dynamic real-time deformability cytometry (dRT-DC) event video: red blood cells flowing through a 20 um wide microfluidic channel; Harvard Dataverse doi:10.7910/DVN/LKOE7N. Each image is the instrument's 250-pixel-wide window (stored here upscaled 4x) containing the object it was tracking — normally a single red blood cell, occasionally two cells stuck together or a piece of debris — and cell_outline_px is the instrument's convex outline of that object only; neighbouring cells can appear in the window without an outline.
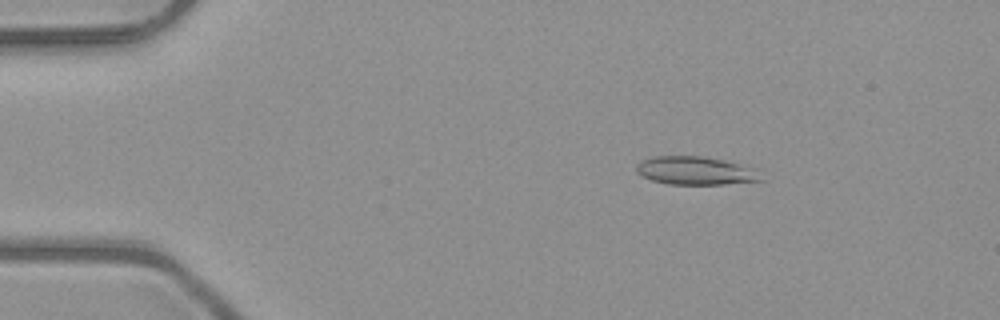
{"species": "common noctule bat (a hibernating species)", "species_latin": "Nyctalus noctula", "temperature_condition": "room temperature", "stored_images_in_passage": 51, "camera_frame_rate_fps": 3000, "um_per_image_px": 0.085, "animal": {"sex": "male", "body_mass_g": 23.1, "forearm_length_mm": 52.7}, "frame": {"image": 1, "passage_image": 8, "time_ms": 2.333, "image_size_px": [1000, 320], "cell_outline_px": [[764, 180], [724, 184], [668, 184], [652, 180], [636, 172], [636, 164], [644, 160], [656, 156], [704, 156], [724, 160], [740, 164], [748, 168]], "centroid_in_image_um": [59.04, 14.5], "position_along_channel_um": 26.0, "area_um2": 20.0}}
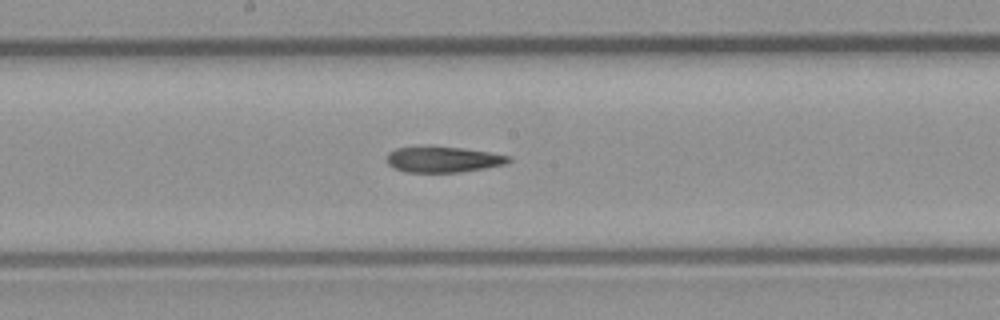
{"frame": {"image": 2, "passage_image": 27, "time_ms": 8.667, "image_size_px": [1000, 320], "cell_outline_px": [[512, 160], [504, 164], [484, 168], [460, 172], [404, 172], [392, 168], [388, 164], [388, 152], [396, 148], [460, 148], [488, 152], [508, 156]], "centroid_in_image_um": [37.64, 13.58], "position_along_channel_um": 210.6, "area_um2": 17.69}}
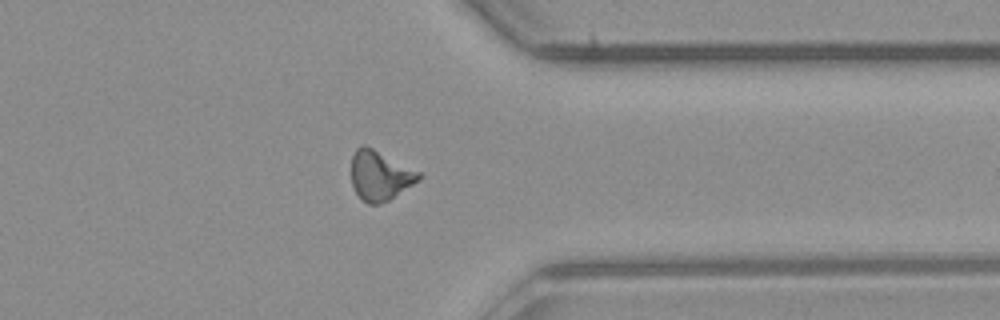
{"frame": {"image": 3, "passage_image": 40, "time_ms": 13.0, "image_size_px": [1000, 320], "cell_outline_px": [[424, 176], [420, 180], [388, 200], [376, 204], [368, 204], [356, 192], [352, 184], [352, 156], [356, 148], [360, 144], [364, 144], [420, 172]], "centroid_in_image_um": [32.3, 14.9], "position_along_channel_um": 379.1, "area_um2": 19.25}}